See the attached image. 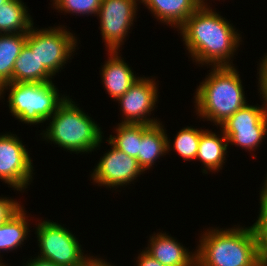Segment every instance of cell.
Returning a JSON list of instances; mask_svg holds the SVG:
<instances>
[{
    "mask_svg": "<svg viewBox=\"0 0 267 266\" xmlns=\"http://www.w3.org/2000/svg\"><path fill=\"white\" fill-rule=\"evenodd\" d=\"M0 266H9V265L6 263L0 262Z\"/></svg>",
    "mask_w": 267,
    "mask_h": 266,
    "instance_id": "obj_37",
    "label": "cell"
},
{
    "mask_svg": "<svg viewBox=\"0 0 267 266\" xmlns=\"http://www.w3.org/2000/svg\"><path fill=\"white\" fill-rule=\"evenodd\" d=\"M73 99H66L58 106L56 112L47 120L49 126L39 135L46 142L63 148L66 152L89 154L100 149L103 135L92 117L78 107Z\"/></svg>",
    "mask_w": 267,
    "mask_h": 266,
    "instance_id": "obj_4",
    "label": "cell"
},
{
    "mask_svg": "<svg viewBox=\"0 0 267 266\" xmlns=\"http://www.w3.org/2000/svg\"><path fill=\"white\" fill-rule=\"evenodd\" d=\"M24 206L14 214L9 220L0 224V253L13 251L22 247L24 241L28 239L30 223ZM29 223V224H28ZM0 262H3L0 255Z\"/></svg>",
    "mask_w": 267,
    "mask_h": 266,
    "instance_id": "obj_19",
    "label": "cell"
},
{
    "mask_svg": "<svg viewBox=\"0 0 267 266\" xmlns=\"http://www.w3.org/2000/svg\"><path fill=\"white\" fill-rule=\"evenodd\" d=\"M220 131L221 134H216L212 130L205 129L201 133L196 160L203 164L202 173L204 174H208V171L218 173L227 160L228 139L221 128Z\"/></svg>",
    "mask_w": 267,
    "mask_h": 266,
    "instance_id": "obj_15",
    "label": "cell"
},
{
    "mask_svg": "<svg viewBox=\"0 0 267 266\" xmlns=\"http://www.w3.org/2000/svg\"><path fill=\"white\" fill-rule=\"evenodd\" d=\"M163 123L141 124V142L136 158L143 171L149 170L167 152V133ZM157 160V161H156Z\"/></svg>",
    "mask_w": 267,
    "mask_h": 266,
    "instance_id": "obj_14",
    "label": "cell"
},
{
    "mask_svg": "<svg viewBox=\"0 0 267 266\" xmlns=\"http://www.w3.org/2000/svg\"><path fill=\"white\" fill-rule=\"evenodd\" d=\"M136 259L137 266H163L158 260L151 257L144 250L140 251Z\"/></svg>",
    "mask_w": 267,
    "mask_h": 266,
    "instance_id": "obj_29",
    "label": "cell"
},
{
    "mask_svg": "<svg viewBox=\"0 0 267 266\" xmlns=\"http://www.w3.org/2000/svg\"><path fill=\"white\" fill-rule=\"evenodd\" d=\"M135 1L137 2V4L142 3L145 6L150 0H135Z\"/></svg>",
    "mask_w": 267,
    "mask_h": 266,
    "instance_id": "obj_33",
    "label": "cell"
},
{
    "mask_svg": "<svg viewBox=\"0 0 267 266\" xmlns=\"http://www.w3.org/2000/svg\"><path fill=\"white\" fill-rule=\"evenodd\" d=\"M40 220L36 225L38 248L41 259L49 260L60 266H75L88 257L84 254L78 238L61 223ZM82 248V249H81Z\"/></svg>",
    "mask_w": 267,
    "mask_h": 266,
    "instance_id": "obj_7",
    "label": "cell"
},
{
    "mask_svg": "<svg viewBox=\"0 0 267 266\" xmlns=\"http://www.w3.org/2000/svg\"><path fill=\"white\" fill-rule=\"evenodd\" d=\"M204 231L196 247V266L264 265L255 222L248 227L239 224L224 229L209 227Z\"/></svg>",
    "mask_w": 267,
    "mask_h": 266,
    "instance_id": "obj_2",
    "label": "cell"
},
{
    "mask_svg": "<svg viewBox=\"0 0 267 266\" xmlns=\"http://www.w3.org/2000/svg\"><path fill=\"white\" fill-rule=\"evenodd\" d=\"M263 58V59H262ZM260 58L259 67H257L259 70L257 72L258 75V93H260V98L262 97L261 101L264 104L266 110H267V53Z\"/></svg>",
    "mask_w": 267,
    "mask_h": 266,
    "instance_id": "obj_28",
    "label": "cell"
},
{
    "mask_svg": "<svg viewBox=\"0 0 267 266\" xmlns=\"http://www.w3.org/2000/svg\"><path fill=\"white\" fill-rule=\"evenodd\" d=\"M154 234V235H153ZM143 249L163 266H196V251L191 252L166 232L153 233Z\"/></svg>",
    "mask_w": 267,
    "mask_h": 266,
    "instance_id": "obj_12",
    "label": "cell"
},
{
    "mask_svg": "<svg viewBox=\"0 0 267 266\" xmlns=\"http://www.w3.org/2000/svg\"><path fill=\"white\" fill-rule=\"evenodd\" d=\"M22 0H8L0 6V34L27 33L34 25Z\"/></svg>",
    "mask_w": 267,
    "mask_h": 266,
    "instance_id": "obj_20",
    "label": "cell"
},
{
    "mask_svg": "<svg viewBox=\"0 0 267 266\" xmlns=\"http://www.w3.org/2000/svg\"><path fill=\"white\" fill-rule=\"evenodd\" d=\"M210 6L201 5L177 31L196 65L234 66L231 58L242 44V35Z\"/></svg>",
    "mask_w": 267,
    "mask_h": 266,
    "instance_id": "obj_1",
    "label": "cell"
},
{
    "mask_svg": "<svg viewBox=\"0 0 267 266\" xmlns=\"http://www.w3.org/2000/svg\"><path fill=\"white\" fill-rule=\"evenodd\" d=\"M52 79L53 75L45 67H40L36 52L25 43L13 66V82L36 83Z\"/></svg>",
    "mask_w": 267,
    "mask_h": 266,
    "instance_id": "obj_18",
    "label": "cell"
},
{
    "mask_svg": "<svg viewBox=\"0 0 267 266\" xmlns=\"http://www.w3.org/2000/svg\"><path fill=\"white\" fill-rule=\"evenodd\" d=\"M120 51H108L107 61L101 65L100 75L107 94L116 101L140 78L119 54Z\"/></svg>",
    "mask_w": 267,
    "mask_h": 266,
    "instance_id": "obj_13",
    "label": "cell"
},
{
    "mask_svg": "<svg viewBox=\"0 0 267 266\" xmlns=\"http://www.w3.org/2000/svg\"><path fill=\"white\" fill-rule=\"evenodd\" d=\"M102 266H115L114 264L112 265V264H110L109 262H105Z\"/></svg>",
    "mask_w": 267,
    "mask_h": 266,
    "instance_id": "obj_35",
    "label": "cell"
},
{
    "mask_svg": "<svg viewBox=\"0 0 267 266\" xmlns=\"http://www.w3.org/2000/svg\"><path fill=\"white\" fill-rule=\"evenodd\" d=\"M203 131L204 129L201 127L200 129L194 128V126L182 128L174 137L173 142H170L172 140L167 137V152L173 149L184 161L196 160L200 137Z\"/></svg>",
    "mask_w": 267,
    "mask_h": 266,
    "instance_id": "obj_22",
    "label": "cell"
},
{
    "mask_svg": "<svg viewBox=\"0 0 267 266\" xmlns=\"http://www.w3.org/2000/svg\"><path fill=\"white\" fill-rule=\"evenodd\" d=\"M138 4L135 0H102L97 17L100 33L108 51L119 50L137 18Z\"/></svg>",
    "mask_w": 267,
    "mask_h": 266,
    "instance_id": "obj_9",
    "label": "cell"
},
{
    "mask_svg": "<svg viewBox=\"0 0 267 266\" xmlns=\"http://www.w3.org/2000/svg\"><path fill=\"white\" fill-rule=\"evenodd\" d=\"M106 141L111 149L106 150L107 152L100 157L97 165L94 166L95 168L90 174L92 183L110 188V190L111 188L116 190L119 187L134 184V180L145 173L137 159L118 150L107 139Z\"/></svg>",
    "mask_w": 267,
    "mask_h": 266,
    "instance_id": "obj_11",
    "label": "cell"
},
{
    "mask_svg": "<svg viewBox=\"0 0 267 266\" xmlns=\"http://www.w3.org/2000/svg\"><path fill=\"white\" fill-rule=\"evenodd\" d=\"M115 135L110 134L108 141L118 150L137 158L141 142V124L118 123Z\"/></svg>",
    "mask_w": 267,
    "mask_h": 266,
    "instance_id": "obj_23",
    "label": "cell"
},
{
    "mask_svg": "<svg viewBox=\"0 0 267 266\" xmlns=\"http://www.w3.org/2000/svg\"><path fill=\"white\" fill-rule=\"evenodd\" d=\"M26 39L27 33L0 34V88L13 82V66Z\"/></svg>",
    "mask_w": 267,
    "mask_h": 266,
    "instance_id": "obj_21",
    "label": "cell"
},
{
    "mask_svg": "<svg viewBox=\"0 0 267 266\" xmlns=\"http://www.w3.org/2000/svg\"><path fill=\"white\" fill-rule=\"evenodd\" d=\"M20 203L11 197L0 196V224L9 220L23 207Z\"/></svg>",
    "mask_w": 267,
    "mask_h": 266,
    "instance_id": "obj_27",
    "label": "cell"
},
{
    "mask_svg": "<svg viewBox=\"0 0 267 266\" xmlns=\"http://www.w3.org/2000/svg\"><path fill=\"white\" fill-rule=\"evenodd\" d=\"M194 93L195 112L217 128L247 104L244 86L235 66L211 67Z\"/></svg>",
    "mask_w": 267,
    "mask_h": 266,
    "instance_id": "obj_3",
    "label": "cell"
},
{
    "mask_svg": "<svg viewBox=\"0 0 267 266\" xmlns=\"http://www.w3.org/2000/svg\"><path fill=\"white\" fill-rule=\"evenodd\" d=\"M158 83L156 78L140 77L116 102L122 112L121 123L154 125L159 118L151 116L158 102ZM120 103V104H119Z\"/></svg>",
    "mask_w": 267,
    "mask_h": 266,
    "instance_id": "obj_10",
    "label": "cell"
},
{
    "mask_svg": "<svg viewBox=\"0 0 267 266\" xmlns=\"http://www.w3.org/2000/svg\"><path fill=\"white\" fill-rule=\"evenodd\" d=\"M8 0H0V6L3 5L5 2H7Z\"/></svg>",
    "mask_w": 267,
    "mask_h": 266,
    "instance_id": "obj_36",
    "label": "cell"
},
{
    "mask_svg": "<svg viewBox=\"0 0 267 266\" xmlns=\"http://www.w3.org/2000/svg\"><path fill=\"white\" fill-rule=\"evenodd\" d=\"M35 27L32 25L27 32L26 44L36 52L40 67H45L55 77L75 55L78 38L62 25L49 29Z\"/></svg>",
    "mask_w": 267,
    "mask_h": 266,
    "instance_id": "obj_6",
    "label": "cell"
},
{
    "mask_svg": "<svg viewBox=\"0 0 267 266\" xmlns=\"http://www.w3.org/2000/svg\"><path fill=\"white\" fill-rule=\"evenodd\" d=\"M201 5H208L210 3H207V0H198ZM206 1V2H205Z\"/></svg>",
    "mask_w": 267,
    "mask_h": 266,
    "instance_id": "obj_34",
    "label": "cell"
},
{
    "mask_svg": "<svg viewBox=\"0 0 267 266\" xmlns=\"http://www.w3.org/2000/svg\"><path fill=\"white\" fill-rule=\"evenodd\" d=\"M22 142L11 132L0 134V179L18 192H24L35 175L29 150Z\"/></svg>",
    "mask_w": 267,
    "mask_h": 266,
    "instance_id": "obj_8",
    "label": "cell"
},
{
    "mask_svg": "<svg viewBox=\"0 0 267 266\" xmlns=\"http://www.w3.org/2000/svg\"><path fill=\"white\" fill-rule=\"evenodd\" d=\"M200 6L198 0H150L145 5L157 21L177 29Z\"/></svg>",
    "mask_w": 267,
    "mask_h": 266,
    "instance_id": "obj_16",
    "label": "cell"
},
{
    "mask_svg": "<svg viewBox=\"0 0 267 266\" xmlns=\"http://www.w3.org/2000/svg\"><path fill=\"white\" fill-rule=\"evenodd\" d=\"M102 0H51L53 8L61 13H71L77 16H97ZM55 6V7H54Z\"/></svg>",
    "mask_w": 267,
    "mask_h": 266,
    "instance_id": "obj_24",
    "label": "cell"
},
{
    "mask_svg": "<svg viewBox=\"0 0 267 266\" xmlns=\"http://www.w3.org/2000/svg\"><path fill=\"white\" fill-rule=\"evenodd\" d=\"M224 135L228 139V144L241 147L242 149L255 151L260 147L261 143L266 138L267 130H246L239 132H224ZM263 140V141H262Z\"/></svg>",
    "mask_w": 267,
    "mask_h": 266,
    "instance_id": "obj_25",
    "label": "cell"
},
{
    "mask_svg": "<svg viewBox=\"0 0 267 266\" xmlns=\"http://www.w3.org/2000/svg\"><path fill=\"white\" fill-rule=\"evenodd\" d=\"M5 91L9 92L7 106L11 115L27 125L47 121L67 97L59 93L53 81L9 82L0 88V99L4 98Z\"/></svg>",
    "mask_w": 267,
    "mask_h": 266,
    "instance_id": "obj_5",
    "label": "cell"
},
{
    "mask_svg": "<svg viewBox=\"0 0 267 266\" xmlns=\"http://www.w3.org/2000/svg\"><path fill=\"white\" fill-rule=\"evenodd\" d=\"M263 184L264 185L262 186L261 191H260L261 193H259L260 194V196H259L260 202L267 200V174H266V179L264 180Z\"/></svg>",
    "mask_w": 267,
    "mask_h": 266,
    "instance_id": "obj_32",
    "label": "cell"
},
{
    "mask_svg": "<svg viewBox=\"0 0 267 266\" xmlns=\"http://www.w3.org/2000/svg\"><path fill=\"white\" fill-rule=\"evenodd\" d=\"M259 215L255 221L260 236V249L262 257L267 262V200L259 202Z\"/></svg>",
    "mask_w": 267,
    "mask_h": 266,
    "instance_id": "obj_26",
    "label": "cell"
},
{
    "mask_svg": "<svg viewBox=\"0 0 267 266\" xmlns=\"http://www.w3.org/2000/svg\"><path fill=\"white\" fill-rule=\"evenodd\" d=\"M24 265L22 266H60L56 265L53 262L45 259H41L40 257L36 256L34 259H28L26 263H23Z\"/></svg>",
    "mask_w": 267,
    "mask_h": 266,
    "instance_id": "obj_31",
    "label": "cell"
},
{
    "mask_svg": "<svg viewBox=\"0 0 267 266\" xmlns=\"http://www.w3.org/2000/svg\"><path fill=\"white\" fill-rule=\"evenodd\" d=\"M219 128L223 132L267 130V110L263 103L261 106L247 103L221 124Z\"/></svg>",
    "mask_w": 267,
    "mask_h": 266,
    "instance_id": "obj_17",
    "label": "cell"
},
{
    "mask_svg": "<svg viewBox=\"0 0 267 266\" xmlns=\"http://www.w3.org/2000/svg\"><path fill=\"white\" fill-rule=\"evenodd\" d=\"M98 256H89L84 259L80 264L78 265H75V266H102L105 262H106V259H102V258H97Z\"/></svg>",
    "mask_w": 267,
    "mask_h": 266,
    "instance_id": "obj_30",
    "label": "cell"
}]
</instances>
